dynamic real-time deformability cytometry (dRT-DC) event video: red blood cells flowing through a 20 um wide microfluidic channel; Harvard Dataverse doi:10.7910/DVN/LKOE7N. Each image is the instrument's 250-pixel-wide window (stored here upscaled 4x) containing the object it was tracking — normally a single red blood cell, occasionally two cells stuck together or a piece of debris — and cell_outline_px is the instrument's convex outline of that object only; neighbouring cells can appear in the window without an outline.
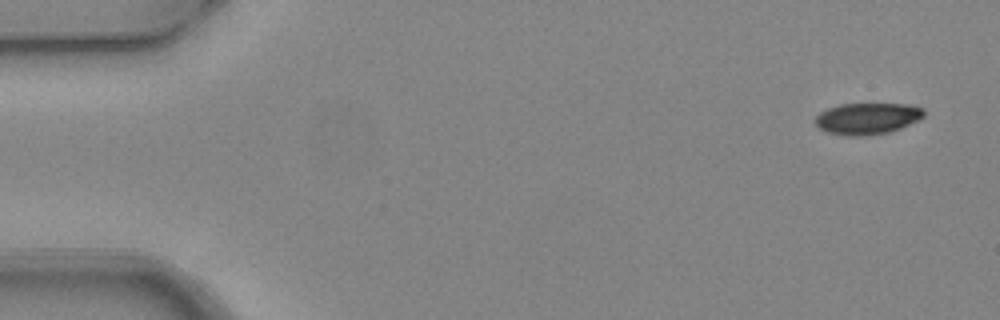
{"species": "common noctule bat (a hibernating species)", "species_latin": "Nyctalus noctula", "temperature_condition": "warm", "stored_images_in_passage": 4, "camera_frame_rate_fps": 3000, "um_per_image_px": 0.085, "animal": {"sex": "female", "body_mass_g": 24.6, "forearm_length_mm": 56.2}, "frame": {"image": 1, "passage_image": 1, "time_ms": 0.0, "image_size_px": [1000, 320], "cell_outline_px": [[924, 116], [900, 128], [888, 132], [860, 136], [844, 136], [828, 132], [820, 128], [816, 124], [816, 116], [820, 112], [828, 108], [840, 104], [904, 104], [924, 108]], "centroid_in_image_um": [73.7, 10.07], "position_along_channel_um": 11.3, "area_um2": 19.65}}